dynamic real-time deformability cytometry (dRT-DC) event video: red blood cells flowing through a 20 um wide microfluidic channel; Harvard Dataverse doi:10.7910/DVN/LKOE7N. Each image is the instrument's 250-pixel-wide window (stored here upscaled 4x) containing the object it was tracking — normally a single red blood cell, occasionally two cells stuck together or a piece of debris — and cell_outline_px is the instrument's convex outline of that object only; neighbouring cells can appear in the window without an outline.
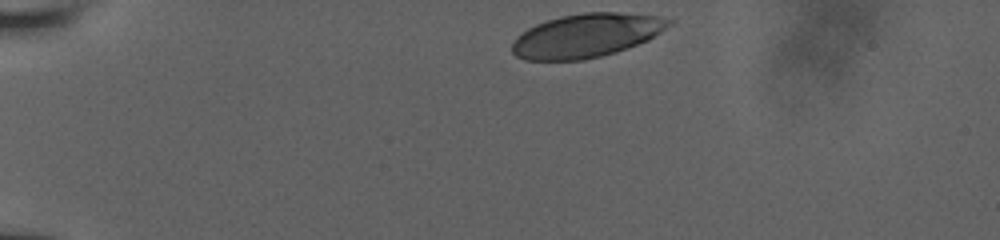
{"species": "human", "species_latin": "Homo sapiens", "temperature_condition": "room temperature", "stored_images_in_passage": 35, "camera_frame_rate_fps": 3000, "um_per_image_px": 0.085, "donor": {"sex": "male"}, "frame": {"image": 1, "passage_image": 1, "time_ms": 0.0, "image_size_px": [1000, 240], "cell_outline_px": [[676, 20], [672, 24], [648, 40], [616, 52], [584, 60], [524, 60], [516, 56], [512, 52], [512, 44], [516, 36], [528, 28], [536, 24], [560, 16], [584, 12], [616, 12], [656, 16]], "centroid_in_image_um": [49.84, 3.02], "position_along_channel_um": 35.2, "area_um2": 39.94}}
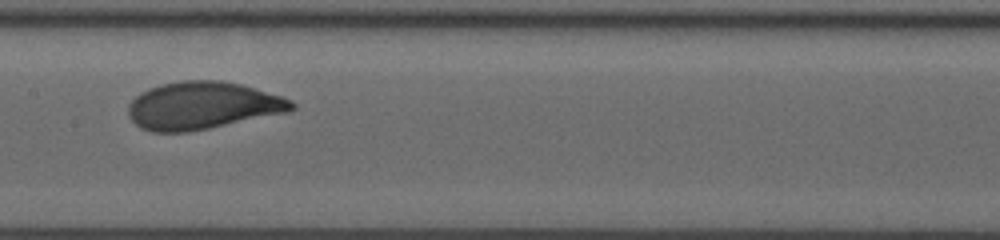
{"frame": {"image": 2, "passage_image": 19, "time_ms": 6.0, "image_size_px": [1000, 240], "cell_outline_px": [[296, 108], [288, 112], [188, 132], [152, 132], [140, 128], [128, 116], [128, 104], [140, 92], [148, 88], [160, 84], [180, 80], [220, 80], [240, 84], [280, 96], [292, 100], [296, 104]], "centroid_in_image_um": [17.18, 8.97], "position_along_channel_um": 190.2, "area_um2": 45.26}}
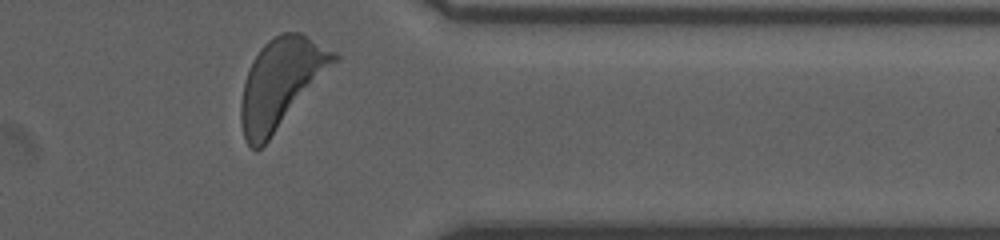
{"frame": {"image": 3, "passage_image": 34, "time_ms": 11.333, "image_size_px": [1000, 240], "cell_outline_px": [[340, 56], [268, 140], [260, 148], [252, 148], [244, 140], [240, 120], [240, 104], [244, 84], [252, 60], [260, 48], [268, 40], [280, 32], [300, 32], [336, 52]], "centroid_in_image_um": [23.84, 7.03], "position_along_channel_um": 387.6, "area_um2": 47.16}, "authors_computed_cell_mechanics": {"area_um2": 43.6968, "velocity_mm_per_s": 3.8367, "shape_relaxation_time_tau1_ms": 2.3824, "shape_relaxation_time_tau2_ms": null, "deformation_change_tau1": 0.1472, "deformation_change_tau2": null}}